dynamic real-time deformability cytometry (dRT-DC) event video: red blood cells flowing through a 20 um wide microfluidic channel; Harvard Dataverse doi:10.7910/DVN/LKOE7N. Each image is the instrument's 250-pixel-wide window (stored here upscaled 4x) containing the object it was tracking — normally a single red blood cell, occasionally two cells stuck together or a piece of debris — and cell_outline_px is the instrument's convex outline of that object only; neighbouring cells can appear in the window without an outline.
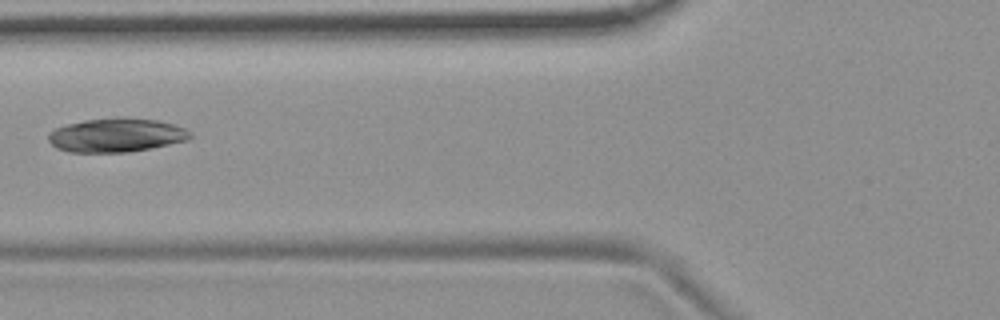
{"species": "common noctule bat (a hibernating species)", "species_latin": "Nyctalus noctula", "temperature_condition": "room temperature", "stored_images_in_passage": 6, "camera_frame_rate_fps": 3000, "um_per_image_px": 0.085, "animal": {"sex": "female", "body_mass_g": 19.9}, "frame": {"image": 1, "passage_image": 6, "time_ms": 1.667, "image_size_px": [1000, 320], "cell_outline_px": [[192, 136], [188, 140], [128, 152], [68, 152], [56, 148], [48, 140], [48, 136], [56, 128], [68, 124], [84, 120], [124, 116], [156, 120], [172, 124], [184, 128], [192, 132]], "centroid_in_image_um": [9.89, 11.48], "position_along_channel_um": 115.9, "area_um2": 27.92}}